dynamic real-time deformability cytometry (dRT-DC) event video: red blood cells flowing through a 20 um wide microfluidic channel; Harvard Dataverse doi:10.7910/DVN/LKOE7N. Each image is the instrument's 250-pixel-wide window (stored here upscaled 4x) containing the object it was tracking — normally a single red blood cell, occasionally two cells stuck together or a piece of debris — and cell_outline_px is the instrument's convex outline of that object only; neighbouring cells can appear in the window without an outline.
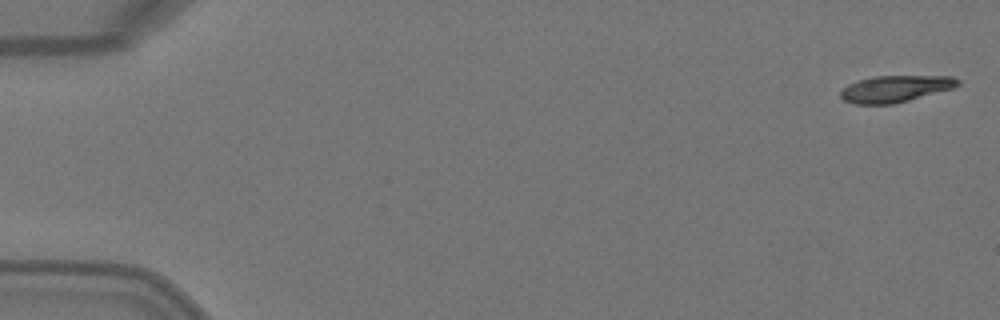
{"species": "Egyptian fruit bat (a non-hibernating species)", "species_latin": "Rousettus aegyptiacus", "temperature_condition": "warm", "stored_images_in_passage": 6, "camera_frame_rate_fps": 3000, "um_per_image_px": 0.085, "animal": {"sex": "female"}, "frame": {"image": 1, "passage_image": 1, "time_ms": 0.0, "image_size_px": [1000, 320], "cell_outline_px": [[960, 84], [952, 88], [908, 100], [892, 104], [856, 104], [844, 100], [840, 96], [840, 92], [848, 84], [872, 76], [952, 76], [960, 80]], "centroid_in_image_um": [76.09, 7.54], "position_along_channel_um": 8.9, "area_um2": 17.98}}
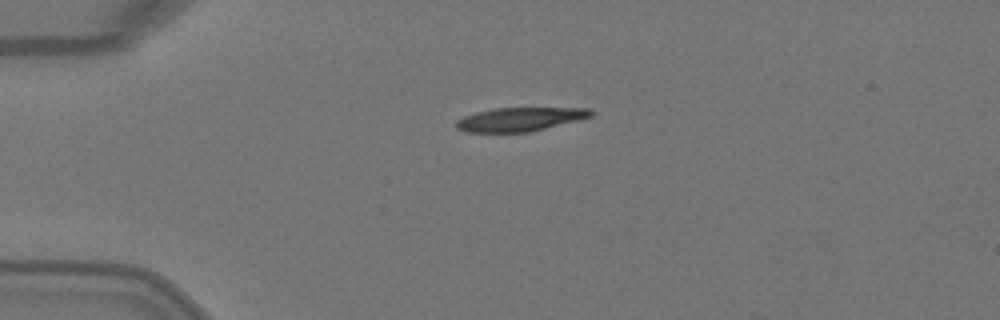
{"frame": {"image": 2, "passage_image": 4, "time_ms": 1.0, "image_size_px": [1000, 320], "cell_outline_px": [[596, 112], [592, 116], [528, 132], [464, 132], [456, 128], [456, 120], [464, 116], [476, 112], [492, 108], [588, 108]], "centroid_in_image_um": [44.15, 10.13], "position_along_channel_um": 40.9, "area_um2": 18.5}}
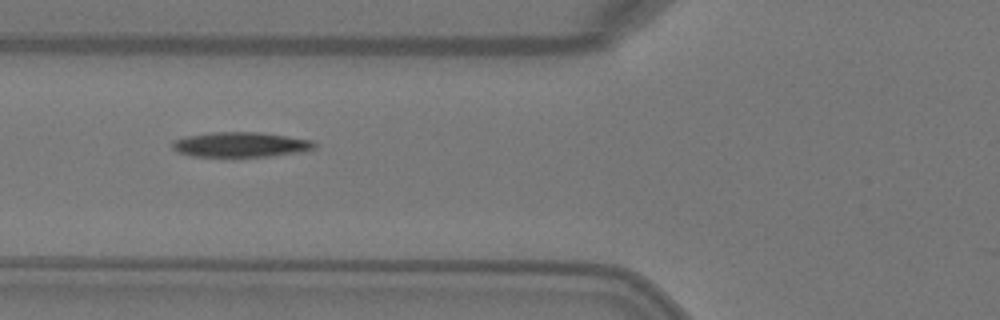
{"frame": {"image": 3, "passage_image": 6, "time_ms": 1.667, "image_size_px": [1000, 320], "cell_outline_px": [[316, 148], [300, 152], [268, 156], [192, 156], [180, 152], [172, 148], [172, 140], [184, 136], [212, 132], [260, 132], [288, 136], [312, 140], [316, 144]], "centroid_in_image_um": [20.45, 12.27], "position_along_channel_um": 105.4, "area_um2": 20.63}}